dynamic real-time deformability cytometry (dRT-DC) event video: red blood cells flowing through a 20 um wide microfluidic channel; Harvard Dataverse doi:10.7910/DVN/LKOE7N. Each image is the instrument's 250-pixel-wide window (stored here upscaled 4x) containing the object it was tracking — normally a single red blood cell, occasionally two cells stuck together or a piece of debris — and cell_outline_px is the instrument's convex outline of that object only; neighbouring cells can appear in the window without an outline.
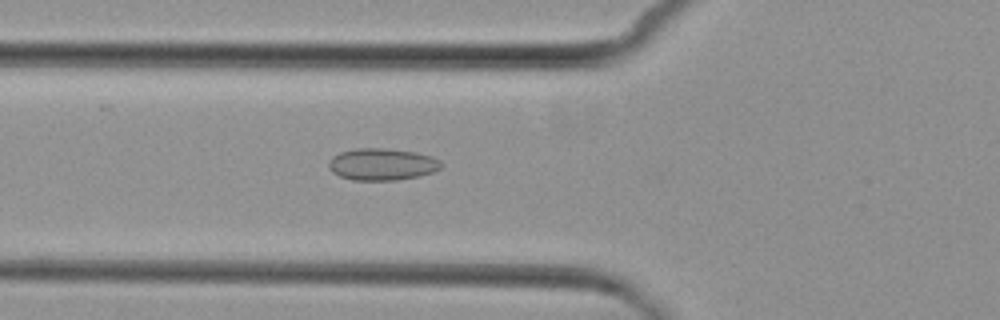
{"species": "common noctule bat (a hibernating species)", "species_latin": "Nyctalus noctula", "temperature_condition": "cold", "stored_images_in_passage": 5, "camera_frame_rate_fps": 3000, "um_per_image_px": 0.085, "animal": {"sex": "female", "body_mass_g": 29.2, "forearm_length_mm": 56.3}, "frame": {"image": 1, "passage_image": 5, "time_ms": 5.333, "image_size_px": [1000, 320], "cell_outline_px": [[444, 164], [440, 168], [432, 172], [420, 176], [396, 180], [352, 180], [340, 176], [332, 172], [328, 168], [328, 164], [332, 156], [340, 152], [356, 148], [384, 148], [416, 152], [432, 156], [440, 160]], "centroid_in_image_um": [32.48, 13.96], "position_along_channel_um": 93.3, "area_um2": 21.1}}